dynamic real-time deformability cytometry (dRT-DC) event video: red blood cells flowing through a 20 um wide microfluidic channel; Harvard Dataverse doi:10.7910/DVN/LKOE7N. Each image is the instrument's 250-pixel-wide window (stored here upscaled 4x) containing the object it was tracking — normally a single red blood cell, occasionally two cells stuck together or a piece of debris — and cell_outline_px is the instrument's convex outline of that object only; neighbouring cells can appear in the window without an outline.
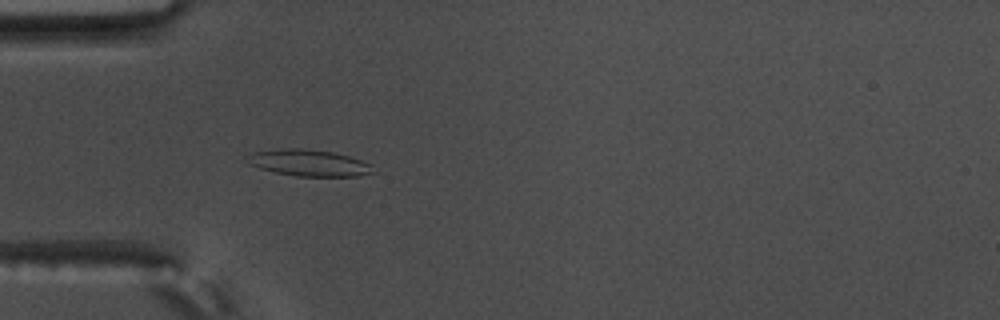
{"species": "common noctule bat (a hibernating species)", "species_latin": "Nyctalus noctula", "temperature_condition": "warm", "stored_images_in_passage": 58, "camera_frame_rate_fps": 3000, "um_per_image_px": 0.085, "animal": {"sex": "male", "body_mass_g": 17.5, "forearm_length_mm": 52.3}, "frame": {"image": 1, "passage_image": 18, "time_ms": 5.667, "image_size_px": [1000, 320], "cell_outline_px": [[376, 172], [360, 176], [296, 176], [276, 172], [260, 168], [248, 164], [252, 152], [280, 148], [304, 148], [332, 152], [348, 156], [372, 164]], "centroid_in_image_um": [26.31, 13.84], "position_along_channel_um": 58.7, "area_um2": 19.36}}
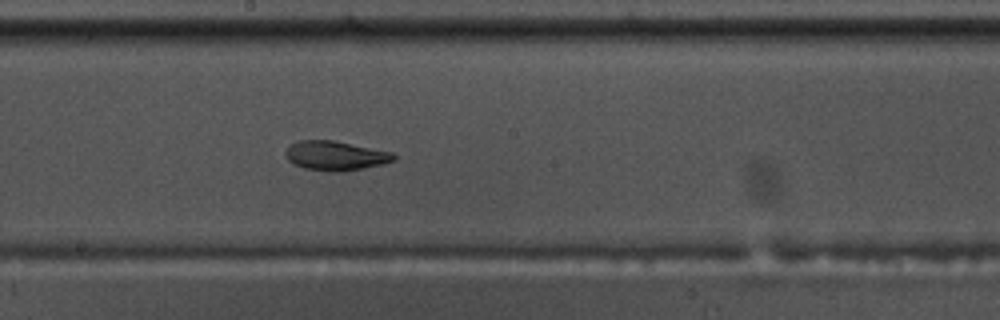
{"frame": {"image": 2, "passage_image": 32, "time_ms": 10.333, "image_size_px": [1000, 320], "cell_outline_px": [[396, 160], [384, 164], [364, 168], [340, 172], [328, 172], [304, 168], [288, 160], [284, 152], [292, 144], [300, 140], [332, 140], [392, 152], [396, 156]], "centroid_in_image_um": [28.54, 13.24], "position_along_channel_um": 219.7, "area_um2": 18.5}}
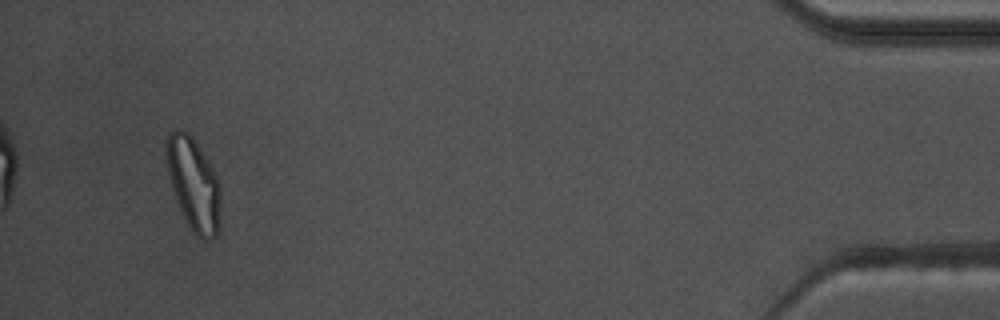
{"frame": {"image": 3, "passage_image": 55, "time_ms": 18.0, "image_size_px": [1000, 320], "cell_outline_px": [[220, 200], [216, 236], [208, 240], [204, 240], [196, 236], [192, 232], [176, 200], [172, 188], [168, 172], [164, 152], [164, 136], [168, 132], [180, 128], [188, 132], [192, 136], [208, 160], [220, 184]], "centroid_in_image_um": [16.4, 15.56], "position_along_channel_um": 418.8, "area_um2": 29.42}, "authors_computed_cell_mechanics": {"area_um2": 20.2878, "velocity_mm_per_s": 3.557, "shape_relaxation_time_tau1_ms": null, "shape_relaxation_time_tau2_ms": 1.2556, "deformation_change_tau1": null, "deformation_change_tau2": 0.0719}}